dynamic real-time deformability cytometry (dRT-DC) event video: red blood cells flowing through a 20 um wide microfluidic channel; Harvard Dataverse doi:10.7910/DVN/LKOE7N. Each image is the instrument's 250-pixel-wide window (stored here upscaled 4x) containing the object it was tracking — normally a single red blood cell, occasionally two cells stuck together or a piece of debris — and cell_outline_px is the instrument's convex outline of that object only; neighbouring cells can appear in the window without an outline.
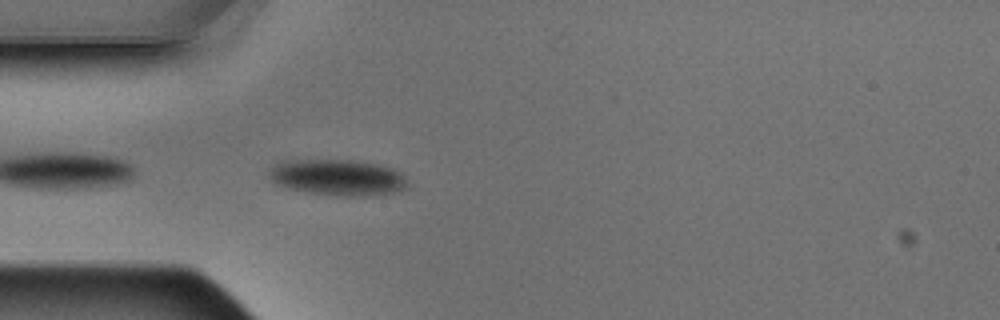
{"species": "Egyptian fruit bat (a non-hibernating species)", "species_latin": "Rousettus aegyptiacus", "temperature_condition": "warm", "stored_images_in_passage": 3, "camera_frame_rate_fps": 3000, "um_per_image_px": 0.085, "animal": {"sex": "male"}, "frame": {"image": 1, "passage_image": 3, "time_ms": 0.667, "image_size_px": [1000, 320], "cell_outline_px": [[408, 188], [400, 192], [368, 196], [352, 196], [312, 192], [292, 188], [276, 184], [268, 176], [268, 172], [280, 160], [352, 160], [376, 164], [392, 168], [400, 172], [408, 180]], "centroid_in_image_um": [28.77, 15.07], "position_along_channel_um": 56.2, "area_um2": 29.02}}